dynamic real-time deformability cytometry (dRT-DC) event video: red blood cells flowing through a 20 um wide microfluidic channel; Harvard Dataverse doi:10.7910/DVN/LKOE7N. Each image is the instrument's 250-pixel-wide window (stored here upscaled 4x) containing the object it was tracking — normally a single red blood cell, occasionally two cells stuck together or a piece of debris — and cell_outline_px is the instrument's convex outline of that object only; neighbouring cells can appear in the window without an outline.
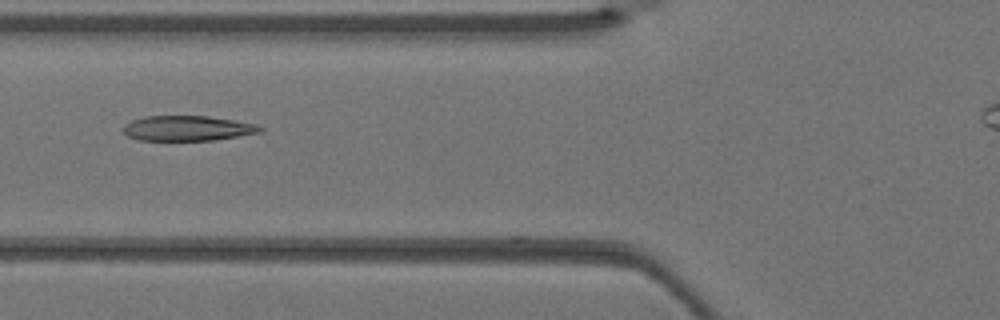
{"species": "Egyptian fruit bat (a non-hibernating species)", "species_latin": "Rousettus aegyptiacus", "temperature_condition": "warm", "stored_images_in_passage": 4, "camera_frame_rate_fps": 3000, "um_per_image_px": 0.085, "animal": {"sex": "female"}, "frame": {"image": 1, "passage_image": 4, "time_ms": 1.0, "image_size_px": [1000, 320], "cell_outline_px": [[264, 132], [212, 140], [140, 140], [128, 136], [124, 132], [124, 124], [132, 120], [144, 116], [208, 116], [256, 124], [264, 128]], "centroid_in_image_um": [15.95, 10.9], "position_along_channel_um": 109.8, "area_um2": 19.94}}